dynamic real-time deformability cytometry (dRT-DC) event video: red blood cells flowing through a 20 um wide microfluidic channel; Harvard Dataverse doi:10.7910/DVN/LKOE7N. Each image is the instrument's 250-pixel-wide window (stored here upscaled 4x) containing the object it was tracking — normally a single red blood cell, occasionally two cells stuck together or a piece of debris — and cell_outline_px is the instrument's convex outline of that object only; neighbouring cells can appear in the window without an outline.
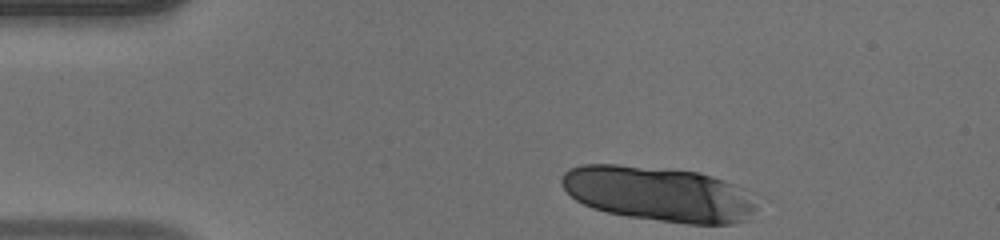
{"species": "human", "species_latin": "Homo sapiens", "temperature_condition": "warm", "stored_images_in_passage": 39, "camera_frame_rate_fps": 3000, "um_per_image_px": 0.085, "donor": {"sex": "male"}, "frame": {"image": 1, "passage_image": 1, "time_ms": 0.0, "image_size_px": [1000, 240], "cell_outline_px": [[756, 208], [744, 220], [732, 224], [688, 224], [628, 216], [608, 212], [592, 208], [576, 200], [564, 188], [560, 180], [560, 176], [568, 168], [580, 164], [616, 164], [668, 168], [700, 172], [724, 180], [744, 188]], "centroid_in_image_um": [55.94, 16.46], "position_along_channel_um": 29.1, "area_um2": 62.37}}
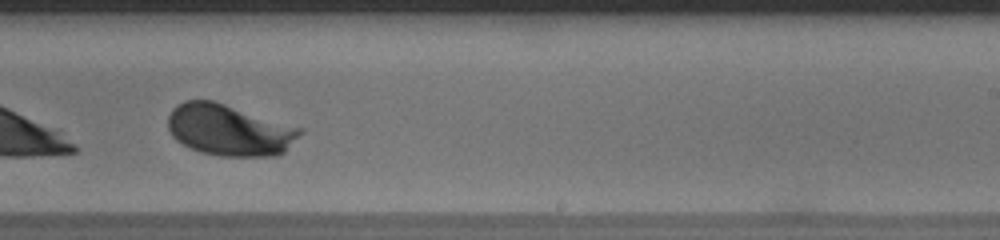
{"frame": {"image": 2, "passage_image": 24, "time_ms": 7.667, "image_size_px": [1000, 240], "cell_outline_px": [[304, 132], [284, 152], [276, 156], [220, 156], [200, 152], [176, 140], [172, 136], [168, 128], [168, 116], [172, 108], [176, 104], [184, 100], [212, 100], [304, 128]], "centroid_in_image_um": [19.5, 11.05], "position_along_channel_um": 269.5, "area_um2": 39.71}}
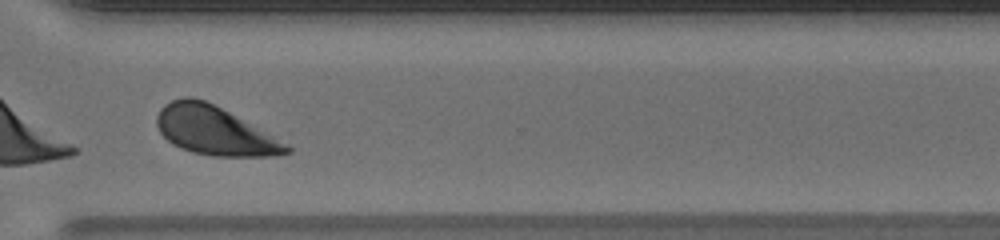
{"frame": {"image": 3, "passage_image": 30, "time_ms": 9.667, "image_size_px": [1000, 240], "cell_outline_px": [[292, 152], [276, 156], [212, 156], [192, 152], [180, 148], [172, 144], [160, 132], [156, 124], [156, 116], [160, 108], [164, 104], [172, 100], [184, 96], [192, 96], [204, 100], [228, 112], [288, 144], [292, 148]], "centroid_in_image_um": [18.2, 11.11], "position_along_channel_um": 352.4, "area_um2": 36.47}, "authors_computed_cell_mechanics": {"area_um2": 38.9572, "velocity_mm_per_s": 4.0938, "shape_relaxation_time_tau1_ms": 1.8697, "shape_relaxation_time_tau2_ms": null, "deformation_change_tau1": 0.1384, "deformation_change_tau2": null}}